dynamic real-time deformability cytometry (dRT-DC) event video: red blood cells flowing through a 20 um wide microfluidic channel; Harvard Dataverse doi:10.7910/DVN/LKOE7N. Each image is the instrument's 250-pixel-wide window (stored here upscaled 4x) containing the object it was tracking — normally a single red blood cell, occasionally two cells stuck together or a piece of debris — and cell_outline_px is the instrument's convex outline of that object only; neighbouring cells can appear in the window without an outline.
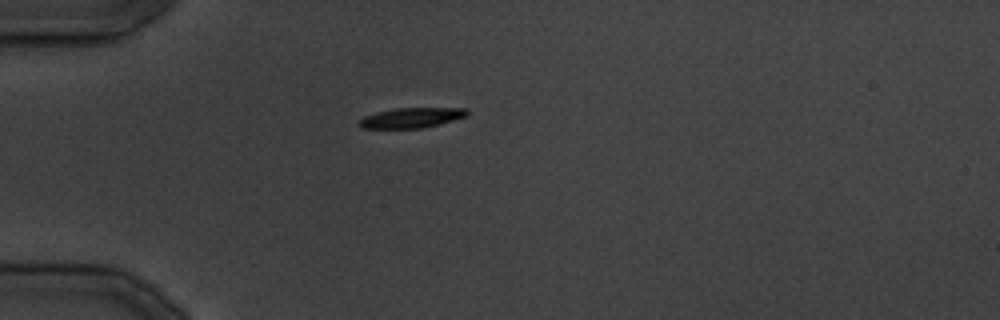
{"species": "common noctule bat (a hibernating species)", "species_latin": "Nyctalus noctula", "temperature_condition": "cold", "stored_images_in_passage": 9, "camera_frame_rate_fps": 3000, "um_per_image_px": 0.085, "animal": {"sex": "male", "body_mass_g": 19.5, "forearm_length_mm": 54.6}, "frame": {"image": 1, "passage_image": 1, "time_ms": 0.0, "image_size_px": [1000, 320], "cell_outline_px": [[468, 116], [420, 128], [360, 128], [356, 124], [364, 116], [376, 112], [396, 108], [468, 108]], "centroid_in_image_um": [34.93, 10.0], "position_along_channel_um": 50.1, "area_um2": 12.54}}
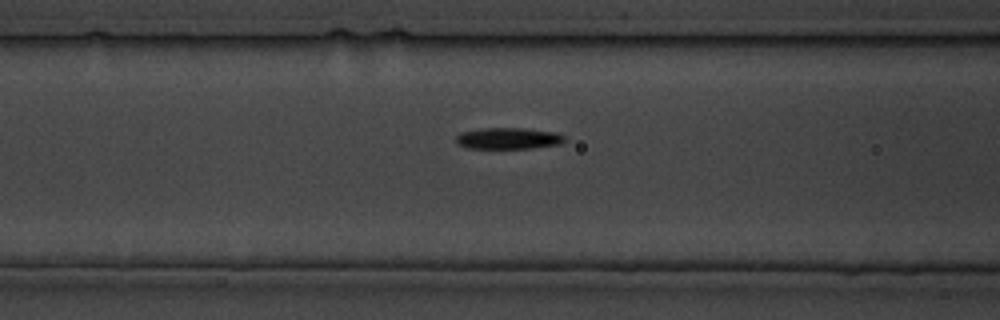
{"frame": {"image": 2, "passage_image": 6, "time_ms": 5.667, "image_size_px": [1000, 320], "cell_outline_px": [[568, 140], [560, 144], [532, 148], [468, 148], [460, 144], [456, 140], [456, 136], [460, 132], [480, 128], [524, 128], [556, 132], [564, 136]], "centroid_in_image_um": [43.24, 11.75], "position_along_channel_um": 123.4, "area_um2": 13.58}}
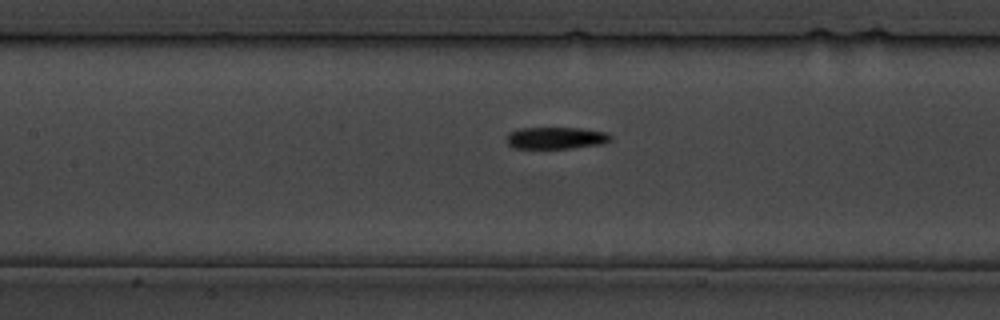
{"frame": {"image": 3, "passage_image": 8, "time_ms": 8.0, "image_size_px": [1000, 320], "cell_outline_px": [[612, 140], [604, 144], [572, 148], [512, 148], [508, 144], [508, 132], [520, 128], [580, 128], [608, 132], [612, 136]], "centroid_in_image_um": [47.31, 11.73], "position_along_channel_um": 160.1, "area_um2": 13.41}}